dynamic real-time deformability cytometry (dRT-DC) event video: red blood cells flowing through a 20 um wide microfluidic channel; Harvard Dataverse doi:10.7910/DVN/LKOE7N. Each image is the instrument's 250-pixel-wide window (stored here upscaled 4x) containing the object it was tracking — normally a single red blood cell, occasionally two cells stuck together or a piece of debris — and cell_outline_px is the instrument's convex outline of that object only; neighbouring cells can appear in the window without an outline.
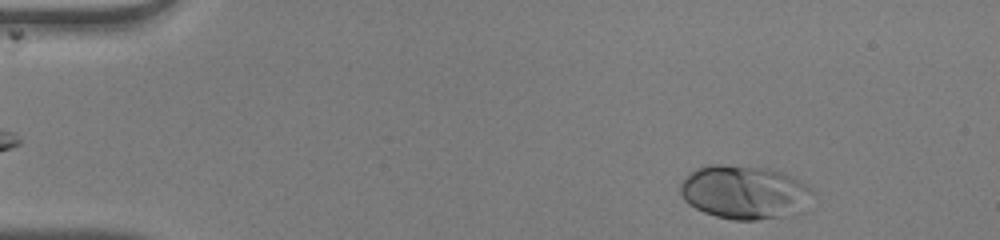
{"species": "human", "species_latin": "Homo sapiens", "temperature_condition": "warm", "stored_images_in_passage": 39, "camera_frame_rate_fps": 3000, "um_per_image_px": 0.085, "donor": {"sex": "male"}, "frame": {"image": 1, "passage_image": 2, "time_ms": 0.333, "image_size_px": [1000, 240], "cell_outline_px": [[812, 192], [808, 212], [792, 216], [756, 220], [732, 220], [716, 216], [704, 212], [688, 204], [684, 200], [680, 192], [680, 184], [696, 168], [708, 164], [724, 164], [768, 168], [792, 176], [812, 188]], "centroid_in_image_um": [63.35, 16.36], "position_along_channel_um": 21.7, "area_um2": 42.14}}
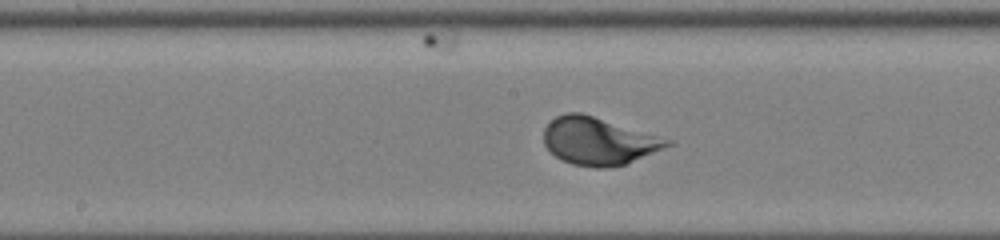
{"frame": {"image": 2, "passage_image": 22, "time_ms": 7.0, "image_size_px": [1000, 240], "cell_outline_px": [[676, 144], [624, 164], [608, 168], [596, 168], [572, 164], [548, 152], [544, 144], [544, 128], [556, 116], [564, 112], [580, 112], [676, 140]], "centroid_in_image_um": [50.92, 11.99], "position_along_channel_um": 197.3, "area_um2": 34.56}}
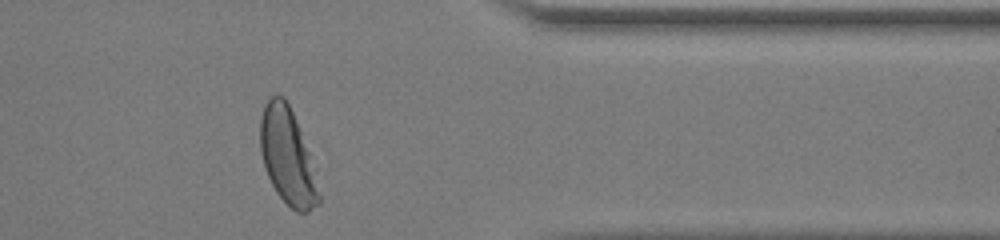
{"frame": {"image": 3, "passage_image": 37, "time_ms": 12.0, "image_size_px": [1000, 240], "cell_outline_px": [[320, 204], [308, 212], [296, 212], [276, 192], [268, 176], [260, 152], [260, 116], [264, 104], [272, 96], [284, 96], [292, 112], [316, 168], [320, 196]], "centroid_in_image_um": [24.46, 13.32], "position_along_channel_um": 386.9, "area_um2": 32.89}, "authors_computed_cell_mechanics": {"area_um2": 34.4488, "velocity_mm_per_s": 4.0633, "shape_relaxation_time_tau1_ms": 1.8823, "shape_relaxation_time_tau2_ms": null, "deformation_change_tau1": 0.1665, "deformation_change_tau2": null}}